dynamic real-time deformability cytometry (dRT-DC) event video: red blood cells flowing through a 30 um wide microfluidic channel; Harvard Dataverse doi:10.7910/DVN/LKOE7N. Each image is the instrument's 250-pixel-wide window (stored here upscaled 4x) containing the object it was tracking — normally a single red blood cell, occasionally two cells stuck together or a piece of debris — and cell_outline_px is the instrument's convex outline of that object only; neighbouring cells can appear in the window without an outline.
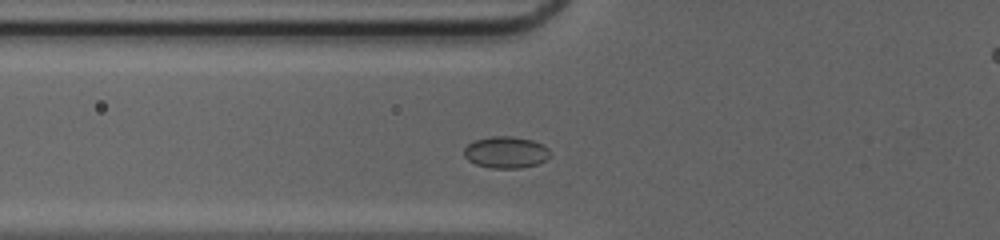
{"species": "common noctule bat (a hibernating species)", "species_latin": "Nyctalus noctula", "temperature_condition": "cold", "stored_images_in_passage": 13, "camera_frame_rate_fps": 3000, "um_per_image_px": 0.085, "animal": {"sex": "female", "body_mass_g": 20.0, "forearm_length_mm": 54.0}, "frame": {"image": 1, "passage_image": 4, "time_ms": 1.0, "image_size_px": [1000, 240], "cell_outline_px": [[552, 156], [536, 164], [520, 168], [492, 168], [476, 164], [468, 160], [464, 156], [464, 148], [468, 144], [476, 140], [492, 136], [512, 136], [532, 140], [544, 144], [548, 148]], "centroid_in_image_um": [43.02, 12.94], "position_along_channel_um": 82.8, "area_um2": 15.9}}
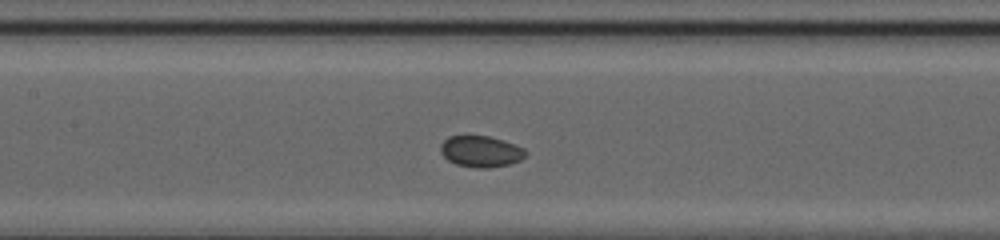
{"frame": {"image": 2, "passage_image": 10, "time_ms": 3.0, "image_size_px": [1000, 240], "cell_outline_px": [[528, 152], [520, 160], [508, 164], [492, 168], [476, 168], [456, 164], [448, 160], [440, 152], [440, 144], [448, 136], [488, 136], [524, 148]], "centroid_in_image_um": [40.84, 12.88], "position_along_channel_um": 166.6, "area_um2": 15.37}}
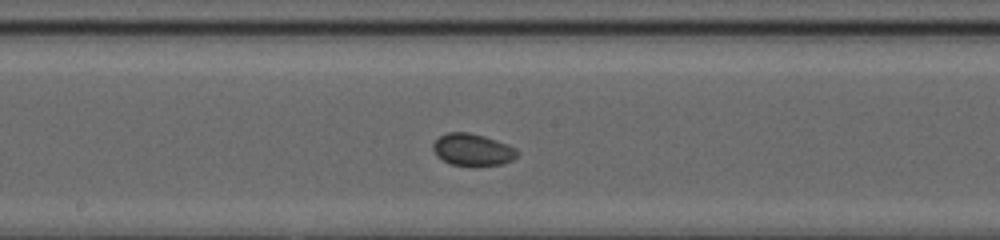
{"frame": {"image": 3, "passage_image": 13, "time_ms": 4.0, "image_size_px": [1000, 240], "cell_outline_px": [[520, 152], [512, 160], [500, 164], [452, 164], [436, 156], [432, 148], [432, 144], [440, 136], [448, 132], [468, 132], [484, 136], [516, 148]], "centroid_in_image_um": [40.15, 12.7], "position_along_channel_um": 208.1, "area_um2": 15.26}}